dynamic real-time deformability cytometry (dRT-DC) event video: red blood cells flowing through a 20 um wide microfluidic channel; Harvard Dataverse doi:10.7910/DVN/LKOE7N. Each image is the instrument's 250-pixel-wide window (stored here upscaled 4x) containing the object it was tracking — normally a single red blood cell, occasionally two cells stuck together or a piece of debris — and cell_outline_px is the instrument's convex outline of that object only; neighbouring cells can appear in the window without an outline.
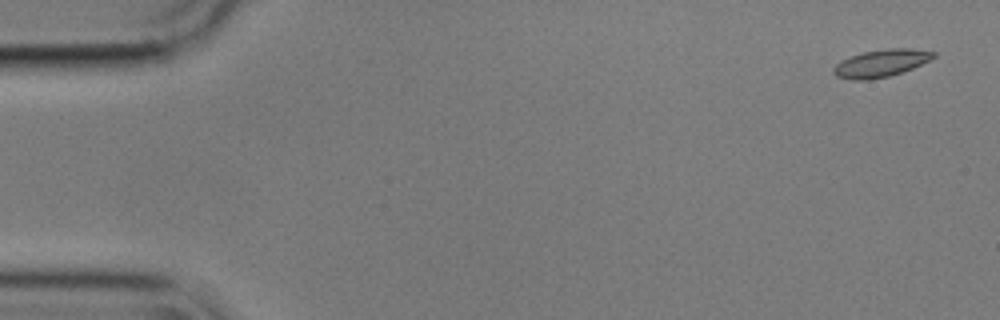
{"species": "common noctule bat (a hibernating species)", "species_latin": "Nyctalus noctula", "temperature_condition": "cold", "stored_images_in_passage": 55, "camera_frame_rate_fps": 3000, "um_per_image_px": 0.085, "animal": {"sex": "male", "body_mass_g": 17.9}, "frame": {"image": 1, "passage_image": 1, "time_ms": 0.0, "image_size_px": [1000, 320], "cell_outline_px": [[936, 56], [912, 68], [888, 76], [868, 80], [852, 80], [836, 76], [832, 72], [832, 68], [836, 64], [852, 56], [864, 52], [888, 48], [912, 48], [936, 52]], "centroid_in_image_um": [74.87, 5.37], "position_along_channel_um": 10.1, "area_um2": 15.72}}
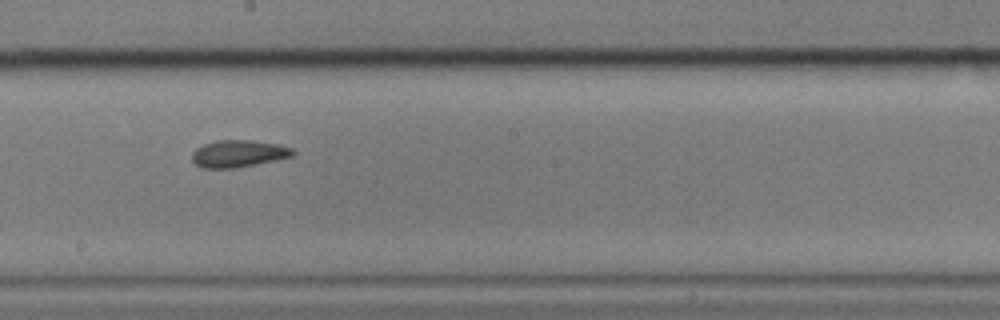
{"frame": {"image": 2, "passage_image": 30, "time_ms": 9.667, "image_size_px": [1000, 320], "cell_outline_px": [[296, 152], [292, 156], [276, 160], [236, 168], [200, 168], [192, 160], [192, 152], [196, 148], [204, 144], [216, 140], [252, 140], [280, 144], [292, 148]], "centroid_in_image_um": [20.27, 13.05], "position_along_channel_um": 227.9, "area_um2": 16.07}}
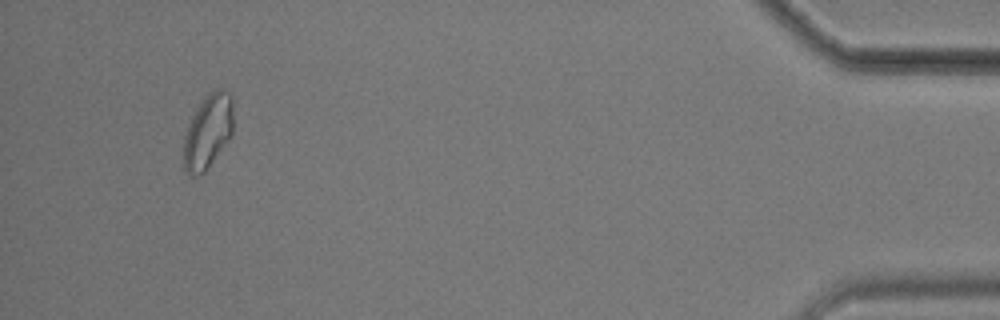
{"frame": {"image": 3, "passage_image": 52, "time_ms": 17.0, "image_size_px": [1000, 320], "cell_outline_px": [[232, 136], [204, 172], [200, 176], [188, 176], [184, 168], [184, 136], [188, 124], [196, 108], [204, 96], [208, 92], [216, 88], [224, 88], [232, 96]], "centroid_in_image_um": [17.67, 11.16], "position_along_channel_um": 417.5, "area_um2": 21.73}, "authors_computed_cell_mechanics": {"area_um2": 16.0106, "velocity_mm_per_s": 3.5458, "shape_relaxation_time_tau1_ms": 6.4712, "shape_relaxation_time_tau2_ms": 2.0753, "deformation_change_tau1": 0.1558, "deformation_change_tau2": 0.0797}}